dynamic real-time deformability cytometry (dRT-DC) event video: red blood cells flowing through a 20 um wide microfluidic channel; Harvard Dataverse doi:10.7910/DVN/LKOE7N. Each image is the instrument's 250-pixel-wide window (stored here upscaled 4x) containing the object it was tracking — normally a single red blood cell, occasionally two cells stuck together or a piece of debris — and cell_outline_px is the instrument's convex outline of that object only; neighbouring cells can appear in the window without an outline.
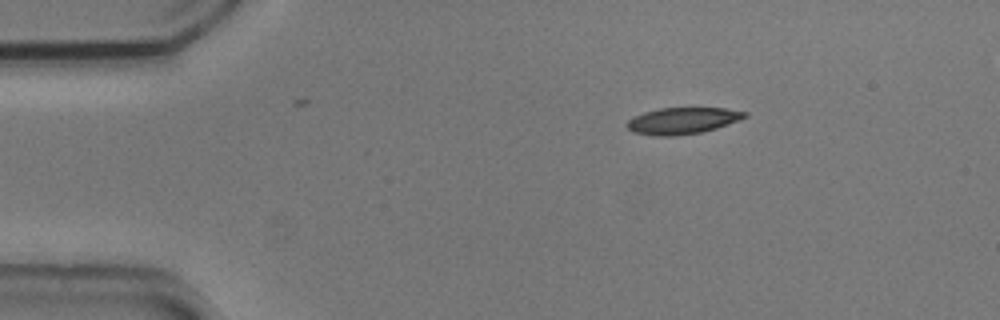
{"species": "common noctule bat (a hibernating species)", "species_latin": "Nyctalus noctula", "temperature_condition": "cold", "stored_images_in_passage": 2, "camera_frame_rate_fps": 3000, "um_per_image_px": 0.085, "animal": {"sex": "male", "body_mass_g": 20.5, "forearm_length_mm": 52.5}, "frame": {"image": 1, "passage_image": 1, "time_ms": 0.0, "image_size_px": [1000, 320], "cell_outline_px": [[748, 116], [716, 128], [704, 132], [672, 136], [656, 136], [632, 132], [624, 124], [628, 120], [644, 112], [660, 108], [724, 108], [748, 112]], "centroid_in_image_um": [57.99, 10.26], "position_along_channel_um": 27.0, "area_um2": 18.15}}